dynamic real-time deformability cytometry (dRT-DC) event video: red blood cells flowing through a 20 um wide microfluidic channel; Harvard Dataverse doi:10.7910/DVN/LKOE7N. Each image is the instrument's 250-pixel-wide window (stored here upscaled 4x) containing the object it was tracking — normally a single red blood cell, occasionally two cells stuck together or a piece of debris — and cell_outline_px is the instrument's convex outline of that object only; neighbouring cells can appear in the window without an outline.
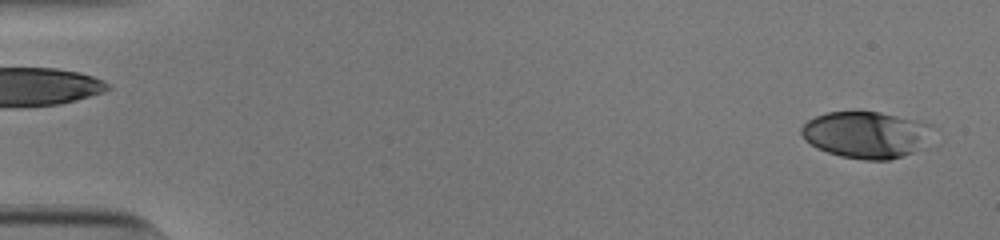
{"species": "human", "species_latin": "Homo sapiens", "temperature_condition": "cold", "stored_images_in_passage": 53, "camera_frame_rate_fps": 3000, "um_per_image_px": 0.085, "donor": {"sex": "male"}, "frame": {"image": 1, "passage_image": 2, "time_ms": 0.333, "image_size_px": [1000, 240], "cell_outline_px": [[932, 124], [928, 148], [904, 156], [888, 160], [864, 160], [840, 156], [816, 148], [804, 140], [800, 132], [800, 128], [808, 120], [816, 116], [828, 112], [880, 112], [916, 120]], "centroid_in_image_um": [73.66, 11.47], "position_along_channel_um": 11.3, "area_um2": 36.24}}
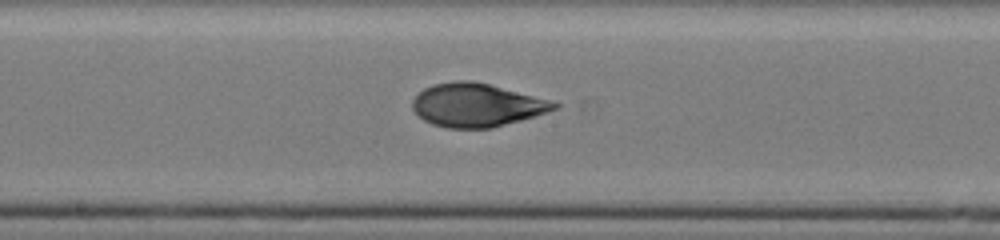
{"frame": {"image": 2, "passage_image": 29, "time_ms": 9.333, "image_size_px": [1000, 240], "cell_outline_px": [[560, 108], [520, 120], [492, 128], [448, 128], [432, 124], [424, 120], [412, 108], [412, 100], [424, 88], [432, 84], [456, 80], [472, 80], [488, 84], [548, 100], [560, 104]], "centroid_in_image_um": [40.48, 8.93], "position_along_channel_um": 207.7, "area_um2": 35.43}}
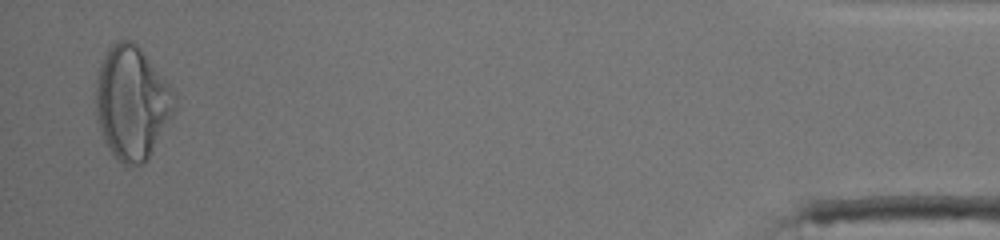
{"frame": {"image": 3, "passage_image": 52, "time_ms": 17.0, "image_size_px": [1000, 240], "cell_outline_px": [[176, 96], [172, 116], [152, 152], [140, 164], [124, 164], [112, 152], [104, 140], [96, 120], [96, 72], [108, 48], [112, 44], [120, 40], [132, 40], [144, 52], [172, 88]], "centroid_in_image_um": [11.19, 8.69], "position_along_channel_um": 424.0, "area_um2": 51.5}, "authors_computed_cell_mechanics": {"area_um2": 35.7782, "velocity_mm_per_s": 3.8384, "shape_relaxation_time_tau1_ms": 7.3991, "shape_relaxation_time_tau2_ms": 1.1799, "deformation_change_tau1": 0.2636, "deformation_change_tau2": 0.0644}}